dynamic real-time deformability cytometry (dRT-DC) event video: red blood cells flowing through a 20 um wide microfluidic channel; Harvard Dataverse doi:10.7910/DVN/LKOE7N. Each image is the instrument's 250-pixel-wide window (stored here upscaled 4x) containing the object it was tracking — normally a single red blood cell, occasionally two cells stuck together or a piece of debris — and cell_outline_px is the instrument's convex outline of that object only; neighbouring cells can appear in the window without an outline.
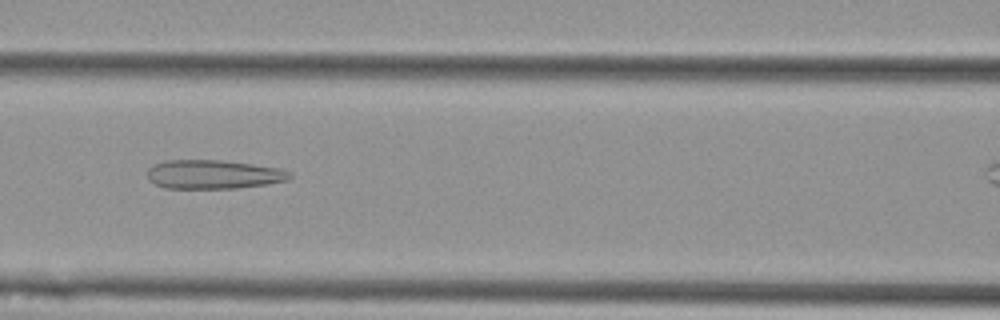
{"species": "Egyptian fruit bat (a non-hibernating species)", "species_latin": "Rousettus aegyptiacus", "temperature_condition": "cold", "stored_images_in_passage": 32, "camera_frame_rate_fps": 3000, "um_per_image_px": 0.085, "animal": {"sex": "female"}, "frame": {"image": 1, "passage_image": 8, "time_ms": 2.333, "image_size_px": [1000, 320], "cell_outline_px": [[292, 176], [288, 180], [264, 184], [236, 188], [164, 188], [148, 180], [148, 168], [152, 164], [164, 160], [220, 160], [252, 164], [280, 168], [292, 172]], "centroid_in_image_um": [18.12, 14.81], "position_along_channel_um": 148.5, "area_um2": 24.04}}
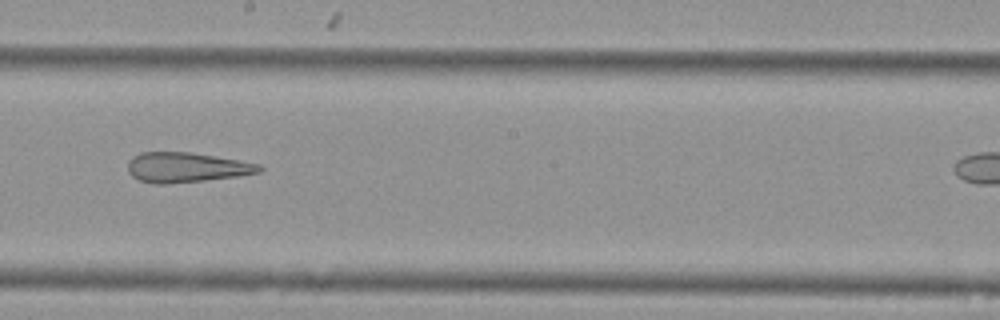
{"frame": {"image": 2, "passage_image": 15, "time_ms": 4.667, "image_size_px": [1000, 320], "cell_outline_px": [[264, 168], [260, 172], [236, 176], [204, 180], [164, 184], [156, 184], [140, 180], [132, 176], [128, 172], [128, 160], [132, 156], [140, 152], [188, 152], [260, 164]], "centroid_in_image_um": [15.79, 14.22], "position_along_channel_um": 232.4, "area_um2": 22.66}}
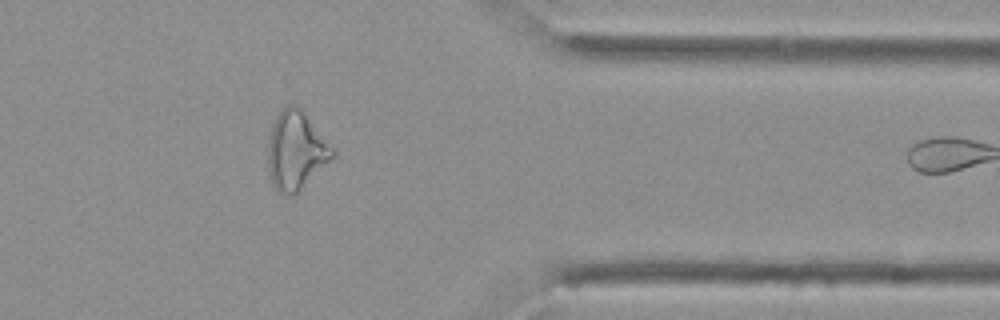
{"frame": {"image": 3, "passage_image": 29, "time_ms": 9.333, "image_size_px": [1000, 320], "cell_outline_px": [[336, 156], [292, 196], [288, 196], [276, 192], [272, 184], [268, 168], [268, 140], [272, 124], [276, 116], [288, 104], [296, 104], [304, 112], [336, 152]], "centroid_in_image_um": [25.14, 12.81], "position_along_channel_um": 386.3, "area_um2": 29.36}, "authors_computed_cell_mechanics": {"area_um2": 23.9581, "velocity_mm_per_s": 3.6131, "shape_relaxation_time_tau1_ms": null, "shape_relaxation_time_tau2_ms": 3.9621, "deformation_change_tau1": null, "deformation_change_tau2": 0.1798}}